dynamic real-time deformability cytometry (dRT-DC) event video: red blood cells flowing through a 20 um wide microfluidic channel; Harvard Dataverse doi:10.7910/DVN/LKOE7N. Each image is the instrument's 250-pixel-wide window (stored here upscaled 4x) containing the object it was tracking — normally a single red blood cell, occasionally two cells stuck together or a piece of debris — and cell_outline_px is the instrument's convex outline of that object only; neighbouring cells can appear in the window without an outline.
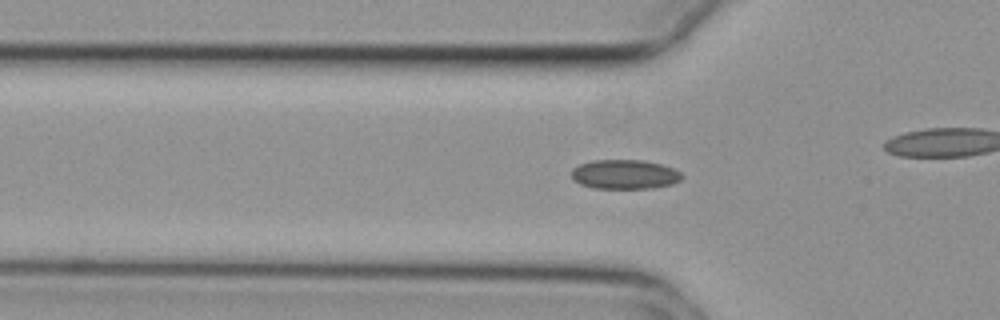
{"species": "common noctule bat (a hibernating species)", "species_latin": "Nyctalus noctula", "temperature_condition": "cold", "stored_images_in_passage": 31, "camera_frame_rate_fps": 3000, "um_per_image_px": 0.085, "animal": {"sex": "female", "body_mass_g": 29.2, "forearm_length_mm": 56.3}, "frame": {"image": 1, "passage_image": 7, "time_ms": 2.0, "image_size_px": [1000, 320], "cell_outline_px": [[684, 176], [680, 180], [672, 184], [652, 188], [592, 188], [580, 184], [572, 180], [572, 168], [580, 164], [592, 160], [640, 160], [660, 164], [672, 168], [680, 172]], "centroid_in_image_um": [53.07, 14.82], "position_along_channel_um": 72.7, "area_um2": 18.9}}
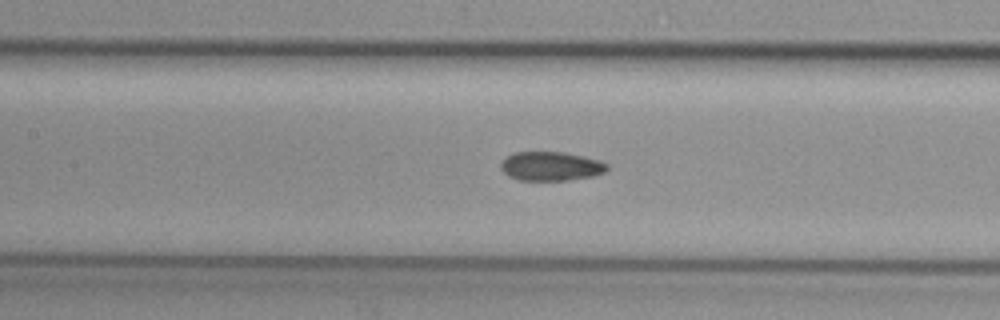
{"frame": {"image": 2, "passage_image": 14, "time_ms": 4.333, "image_size_px": [1000, 320], "cell_outline_px": [[608, 168], [604, 172], [592, 176], [568, 180], [520, 180], [508, 176], [500, 168], [500, 164], [508, 156], [516, 152], [564, 152], [584, 156], [600, 160], [608, 164]], "centroid_in_image_um": [46.84, 14.12], "position_along_channel_um": 160.6, "area_um2": 17.92}}
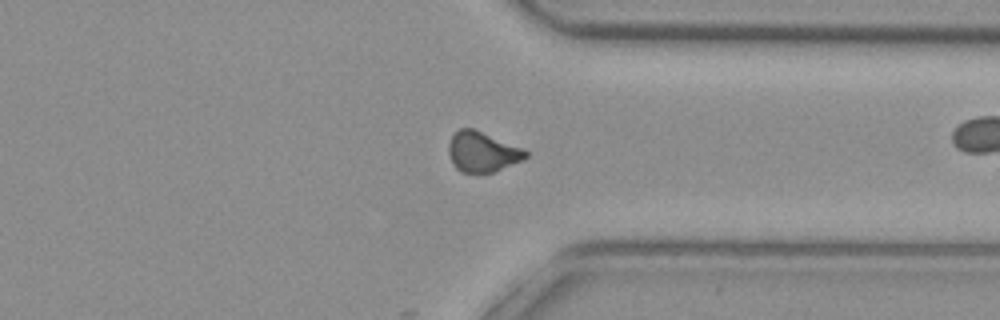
{"frame": {"image": 3, "passage_image": 31, "time_ms": 10.0, "image_size_px": [1000, 320], "cell_outline_px": [[528, 156], [524, 160], [492, 172], [460, 172], [452, 164], [448, 152], [448, 144], [452, 136], [460, 128], [472, 128], [524, 148], [528, 152]], "centroid_in_image_um": [41.01, 12.91], "position_along_channel_um": 370.4, "area_um2": 18.03}, "authors_computed_cell_mechanics": {"area_um2": 18.4382, "velocity_mm_per_s": 3.732, "shape_relaxation_time_tau1_ms": null, "shape_relaxation_time_tau2_ms": 2.9243, "deformation_change_tau1": null, "deformation_change_tau2": 0.066}}